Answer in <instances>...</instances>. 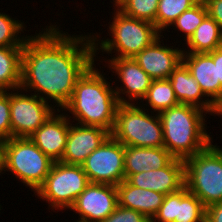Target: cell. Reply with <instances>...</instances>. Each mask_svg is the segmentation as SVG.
<instances>
[{"label":"cell","mask_w":222,"mask_h":222,"mask_svg":"<svg viewBox=\"0 0 222 222\" xmlns=\"http://www.w3.org/2000/svg\"><path fill=\"white\" fill-rule=\"evenodd\" d=\"M112 1H110L111 3H113L112 5L114 8L112 9H119L127 0H112Z\"/></svg>","instance_id":"d590c367"},{"label":"cell","mask_w":222,"mask_h":222,"mask_svg":"<svg viewBox=\"0 0 222 222\" xmlns=\"http://www.w3.org/2000/svg\"><path fill=\"white\" fill-rule=\"evenodd\" d=\"M97 67L94 62L78 79L70 100L61 111L71 122L101 127L111 133L120 103L111 79L110 82L107 81L109 77L107 79L104 70L101 73Z\"/></svg>","instance_id":"7a4b0ae2"},{"label":"cell","mask_w":222,"mask_h":222,"mask_svg":"<svg viewBox=\"0 0 222 222\" xmlns=\"http://www.w3.org/2000/svg\"><path fill=\"white\" fill-rule=\"evenodd\" d=\"M206 114L198 107L181 103L158 114L164 147L174 158L185 160L214 141L211 132H207Z\"/></svg>","instance_id":"3957f363"},{"label":"cell","mask_w":222,"mask_h":222,"mask_svg":"<svg viewBox=\"0 0 222 222\" xmlns=\"http://www.w3.org/2000/svg\"><path fill=\"white\" fill-rule=\"evenodd\" d=\"M211 115L222 117V95L214 102V107Z\"/></svg>","instance_id":"e575fe53"},{"label":"cell","mask_w":222,"mask_h":222,"mask_svg":"<svg viewBox=\"0 0 222 222\" xmlns=\"http://www.w3.org/2000/svg\"><path fill=\"white\" fill-rule=\"evenodd\" d=\"M110 135V132L104 128L72 122L65 151L60 161L66 164L81 165Z\"/></svg>","instance_id":"2e32d148"},{"label":"cell","mask_w":222,"mask_h":222,"mask_svg":"<svg viewBox=\"0 0 222 222\" xmlns=\"http://www.w3.org/2000/svg\"><path fill=\"white\" fill-rule=\"evenodd\" d=\"M184 44L182 45L183 53L211 52L222 47V29L214 19L207 15Z\"/></svg>","instance_id":"7402d4cb"},{"label":"cell","mask_w":222,"mask_h":222,"mask_svg":"<svg viewBox=\"0 0 222 222\" xmlns=\"http://www.w3.org/2000/svg\"><path fill=\"white\" fill-rule=\"evenodd\" d=\"M208 54L213 58V61H217V80L222 86V47L208 52Z\"/></svg>","instance_id":"d6a6232c"},{"label":"cell","mask_w":222,"mask_h":222,"mask_svg":"<svg viewBox=\"0 0 222 222\" xmlns=\"http://www.w3.org/2000/svg\"><path fill=\"white\" fill-rule=\"evenodd\" d=\"M143 101L146 103L143 104ZM178 104L169 79L153 80L145 97L139 103L141 107L149 111L151 109L150 112L157 114Z\"/></svg>","instance_id":"cb8c5ba5"},{"label":"cell","mask_w":222,"mask_h":222,"mask_svg":"<svg viewBox=\"0 0 222 222\" xmlns=\"http://www.w3.org/2000/svg\"><path fill=\"white\" fill-rule=\"evenodd\" d=\"M185 162L174 158L167 166L133 175H125L131 185L153 190L164 195L179 191L185 186Z\"/></svg>","instance_id":"9a60e30c"},{"label":"cell","mask_w":222,"mask_h":222,"mask_svg":"<svg viewBox=\"0 0 222 222\" xmlns=\"http://www.w3.org/2000/svg\"><path fill=\"white\" fill-rule=\"evenodd\" d=\"M25 27L27 26L24 21L0 12V47H23L29 37V35H22L26 31Z\"/></svg>","instance_id":"484cf974"},{"label":"cell","mask_w":222,"mask_h":222,"mask_svg":"<svg viewBox=\"0 0 222 222\" xmlns=\"http://www.w3.org/2000/svg\"><path fill=\"white\" fill-rule=\"evenodd\" d=\"M89 183L81 165L54 162L45 182L36 191L35 197L46 201L48 210L53 212L69 210Z\"/></svg>","instance_id":"ba28073f"},{"label":"cell","mask_w":222,"mask_h":222,"mask_svg":"<svg viewBox=\"0 0 222 222\" xmlns=\"http://www.w3.org/2000/svg\"><path fill=\"white\" fill-rule=\"evenodd\" d=\"M163 34L133 59L153 79H168L182 62L183 49L164 44ZM162 43V44H161ZM166 45V46H165Z\"/></svg>","instance_id":"4fadbf2b"},{"label":"cell","mask_w":222,"mask_h":222,"mask_svg":"<svg viewBox=\"0 0 222 222\" xmlns=\"http://www.w3.org/2000/svg\"><path fill=\"white\" fill-rule=\"evenodd\" d=\"M56 111L51 103L35 94L21 88L10 90L11 138L29 137Z\"/></svg>","instance_id":"9c48e42d"},{"label":"cell","mask_w":222,"mask_h":222,"mask_svg":"<svg viewBox=\"0 0 222 222\" xmlns=\"http://www.w3.org/2000/svg\"><path fill=\"white\" fill-rule=\"evenodd\" d=\"M208 15L214 19L222 29V0H210L205 3Z\"/></svg>","instance_id":"4dcf8cb0"},{"label":"cell","mask_w":222,"mask_h":222,"mask_svg":"<svg viewBox=\"0 0 222 222\" xmlns=\"http://www.w3.org/2000/svg\"><path fill=\"white\" fill-rule=\"evenodd\" d=\"M197 0H159L155 19L156 28L163 34L185 11L195 5Z\"/></svg>","instance_id":"d4e9b609"},{"label":"cell","mask_w":222,"mask_h":222,"mask_svg":"<svg viewBox=\"0 0 222 222\" xmlns=\"http://www.w3.org/2000/svg\"><path fill=\"white\" fill-rule=\"evenodd\" d=\"M54 161L45 155L29 137L7 139L5 172L15 176L25 187L36 191L45 182Z\"/></svg>","instance_id":"52a82bcc"},{"label":"cell","mask_w":222,"mask_h":222,"mask_svg":"<svg viewBox=\"0 0 222 222\" xmlns=\"http://www.w3.org/2000/svg\"><path fill=\"white\" fill-rule=\"evenodd\" d=\"M158 4L159 0H127L119 10L127 16L155 25Z\"/></svg>","instance_id":"83f0119b"},{"label":"cell","mask_w":222,"mask_h":222,"mask_svg":"<svg viewBox=\"0 0 222 222\" xmlns=\"http://www.w3.org/2000/svg\"><path fill=\"white\" fill-rule=\"evenodd\" d=\"M212 143L184 160L185 187L205 207L222 202V147Z\"/></svg>","instance_id":"5b68a950"},{"label":"cell","mask_w":222,"mask_h":222,"mask_svg":"<svg viewBox=\"0 0 222 222\" xmlns=\"http://www.w3.org/2000/svg\"><path fill=\"white\" fill-rule=\"evenodd\" d=\"M168 79L179 103L198 107L211 115L214 103L204 94L183 62L170 74Z\"/></svg>","instance_id":"d6986e66"},{"label":"cell","mask_w":222,"mask_h":222,"mask_svg":"<svg viewBox=\"0 0 222 222\" xmlns=\"http://www.w3.org/2000/svg\"><path fill=\"white\" fill-rule=\"evenodd\" d=\"M23 47H0V91L21 86Z\"/></svg>","instance_id":"603a6c76"},{"label":"cell","mask_w":222,"mask_h":222,"mask_svg":"<svg viewBox=\"0 0 222 222\" xmlns=\"http://www.w3.org/2000/svg\"><path fill=\"white\" fill-rule=\"evenodd\" d=\"M101 60H104L106 64V66L104 64V68L108 66L107 70H111L114 74L113 76H117V80L112 81V83L113 85H118L114 90L119 103L134 104L135 101V104L140 103V100L142 101L151 86L153 79L133 58H104ZM119 82L122 83L120 87Z\"/></svg>","instance_id":"8fae6325"},{"label":"cell","mask_w":222,"mask_h":222,"mask_svg":"<svg viewBox=\"0 0 222 222\" xmlns=\"http://www.w3.org/2000/svg\"><path fill=\"white\" fill-rule=\"evenodd\" d=\"M7 139L0 137V175L5 173Z\"/></svg>","instance_id":"836d02e7"},{"label":"cell","mask_w":222,"mask_h":222,"mask_svg":"<svg viewBox=\"0 0 222 222\" xmlns=\"http://www.w3.org/2000/svg\"><path fill=\"white\" fill-rule=\"evenodd\" d=\"M54 24L49 23L26 39L20 88L48 103L52 101L61 110L78 79L95 62V50L91 33L71 35Z\"/></svg>","instance_id":"6da1fadb"},{"label":"cell","mask_w":222,"mask_h":222,"mask_svg":"<svg viewBox=\"0 0 222 222\" xmlns=\"http://www.w3.org/2000/svg\"><path fill=\"white\" fill-rule=\"evenodd\" d=\"M118 206V192L115 185L89 183L76 198L69 210L78 214L74 222H101Z\"/></svg>","instance_id":"7c38bea8"},{"label":"cell","mask_w":222,"mask_h":222,"mask_svg":"<svg viewBox=\"0 0 222 222\" xmlns=\"http://www.w3.org/2000/svg\"><path fill=\"white\" fill-rule=\"evenodd\" d=\"M116 187L119 206L136 210L150 220L158 212L165 197L162 193L133 186L127 180H123Z\"/></svg>","instance_id":"44dd1931"},{"label":"cell","mask_w":222,"mask_h":222,"mask_svg":"<svg viewBox=\"0 0 222 222\" xmlns=\"http://www.w3.org/2000/svg\"><path fill=\"white\" fill-rule=\"evenodd\" d=\"M110 15L112 22H108L107 26V35L110 38L100 37V32H91L95 61L100 59V56L96 55L101 51L102 55L107 53L111 58H133L162 34L153 23L127 16L119 9H114Z\"/></svg>","instance_id":"277c9868"},{"label":"cell","mask_w":222,"mask_h":222,"mask_svg":"<svg viewBox=\"0 0 222 222\" xmlns=\"http://www.w3.org/2000/svg\"><path fill=\"white\" fill-rule=\"evenodd\" d=\"M101 222H151V220L136 210L118 205L114 212Z\"/></svg>","instance_id":"f546056e"},{"label":"cell","mask_w":222,"mask_h":222,"mask_svg":"<svg viewBox=\"0 0 222 222\" xmlns=\"http://www.w3.org/2000/svg\"><path fill=\"white\" fill-rule=\"evenodd\" d=\"M0 137L11 138L10 90L0 91Z\"/></svg>","instance_id":"f1b7e54d"},{"label":"cell","mask_w":222,"mask_h":222,"mask_svg":"<svg viewBox=\"0 0 222 222\" xmlns=\"http://www.w3.org/2000/svg\"><path fill=\"white\" fill-rule=\"evenodd\" d=\"M70 124L71 120L67 118L66 114L58 110L29 138L45 155L54 162H58L65 151Z\"/></svg>","instance_id":"e0dca14e"},{"label":"cell","mask_w":222,"mask_h":222,"mask_svg":"<svg viewBox=\"0 0 222 222\" xmlns=\"http://www.w3.org/2000/svg\"><path fill=\"white\" fill-rule=\"evenodd\" d=\"M206 207L184 186L165 195L162 205L151 222H205Z\"/></svg>","instance_id":"5bb4252c"},{"label":"cell","mask_w":222,"mask_h":222,"mask_svg":"<svg viewBox=\"0 0 222 222\" xmlns=\"http://www.w3.org/2000/svg\"><path fill=\"white\" fill-rule=\"evenodd\" d=\"M205 222H222V202L206 207Z\"/></svg>","instance_id":"1f68e13d"},{"label":"cell","mask_w":222,"mask_h":222,"mask_svg":"<svg viewBox=\"0 0 222 222\" xmlns=\"http://www.w3.org/2000/svg\"><path fill=\"white\" fill-rule=\"evenodd\" d=\"M125 146L111 135L81 164L89 182L117 186L125 180Z\"/></svg>","instance_id":"30bf717a"},{"label":"cell","mask_w":222,"mask_h":222,"mask_svg":"<svg viewBox=\"0 0 222 222\" xmlns=\"http://www.w3.org/2000/svg\"><path fill=\"white\" fill-rule=\"evenodd\" d=\"M174 157L165 147L125 146V175H133L167 166Z\"/></svg>","instance_id":"ffe728a7"},{"label":"cell","mask_w":222,"mask_h":222,"mask_svg":"<svg viewBox=\"0 0 222 222\" xmlns=\"http://www.w3.org/2000/svg\"><path fill=\"white\" fill-rule=\"evenodd\" d=\"M182 62L214 103L222 95V86L217 80V61H213L208 53H183Z\"/></svg>","instance_id":"ac0fdd59"},{"label":"cell","mask_w":222,"mask_h":222,"mask_svg":"<svg viewBox=\"0 0 222 222\" xmlns=\"http://www.w3.org/2000/svg\"><path fill=\"white\" fill-rule=\"evenodd\" d=\"M110 134L124 146L164 147L159 115L135 103L119 104Z\"/></svg>","instance_id":"8992f818"},{"label":"cell","mask_w":222,"mask_h":222,"mask_svg":"<svg viewBox=\"0 0 222 222\" xmlns=\"http://www.w3.org/2000/svg\"><path fill=\"white\" fill-rule=\"evenodd\" d=\"M208 15L207 8L205 4L197 2L188 10H185L168 28L172 27L175 32L178 30L182 36L185 43L193 35L196 28L202 23L204 18ZM177 29V30H176ZM182 32V33H181ZM184 34V35H183Z\"/></svg>","instance_id":"4316f807"},{"label":"cell","mask_w":222,"mask_h":222,"mask_svg":"<svg viewBox=\"0 0 222 222\" xmlns=\"http://www.w3.org/2000/svg\"><path fill=\"white\" fill-rule=\"evenodd\" d=\"M197 1L205 4V3H207V2L210 1V0H197Z\"/></svg>","instance_id":"8d00e7d4"}]
</instances>
